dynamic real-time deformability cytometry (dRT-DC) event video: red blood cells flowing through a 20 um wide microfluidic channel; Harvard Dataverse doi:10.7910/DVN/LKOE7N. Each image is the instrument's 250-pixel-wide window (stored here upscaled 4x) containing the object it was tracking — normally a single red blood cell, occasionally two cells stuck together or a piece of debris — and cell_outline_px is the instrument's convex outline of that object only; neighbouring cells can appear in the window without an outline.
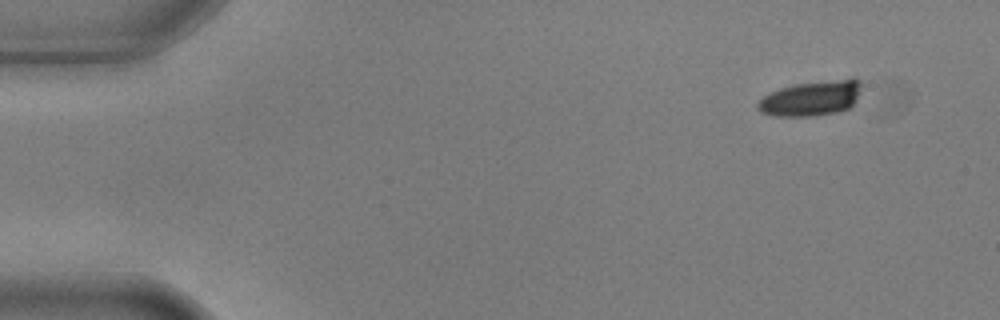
{"species": "common noctule bat (a hibernating species)", "species_latin": "Nyctalus noctula", "temperature_condition": "warm", "stored_images_in_passage": 7, "camera_frame_rate_fps": 3000, "um_per_image_px": 0.085, "animal": {"sex": "male", "body_mass_g": 17.9, "forearm_length_mm": 54.2}, "frame": {"image": 1, "passage_image": 1, "time_ms": 0.0, "image_size_px": [1000, 320], "cell_outline_px": [[860, 88], [856, 100], [848, 108], [836, 112], [816, 116], [772, 116], [760, 112], [756, 108], [756, 104], [764, 96], [780, 88], [796, 84], [852, 76], [856, 76], [860, 80]], "centroid_in_image_um": [68.97, 8.33], "position_along_channel_um": 16.0, "area_um2": 21.5}}
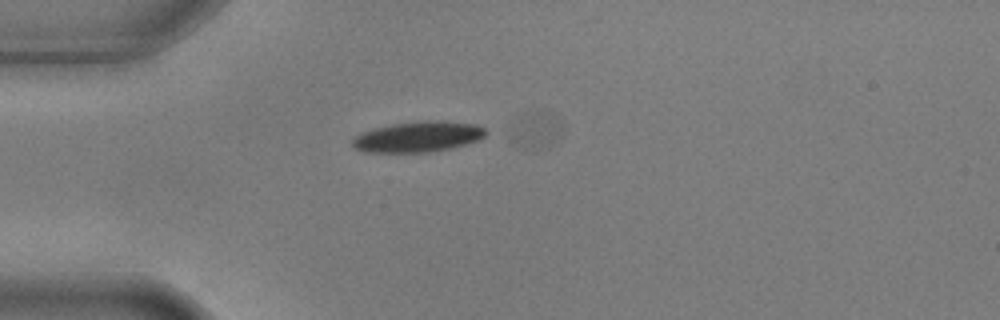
{"frame": {"image": 2, "passage_image": 4, "time_ms": 1.0, "image_size_px": [1000, 320], "cell_outline_px": [[484, 136], [476, 140], [452, 148], [428, 152], [364, 152], [352, 148], [352, 140], [360, 132], [372, 128], [392, 124], [424, 120], [444, 120], [476, 124], [484, 128]], "centroid_in_image_um": [35.47, 11.61], "position_along_channel_um": 49.5, "area_um2": 23.87}}